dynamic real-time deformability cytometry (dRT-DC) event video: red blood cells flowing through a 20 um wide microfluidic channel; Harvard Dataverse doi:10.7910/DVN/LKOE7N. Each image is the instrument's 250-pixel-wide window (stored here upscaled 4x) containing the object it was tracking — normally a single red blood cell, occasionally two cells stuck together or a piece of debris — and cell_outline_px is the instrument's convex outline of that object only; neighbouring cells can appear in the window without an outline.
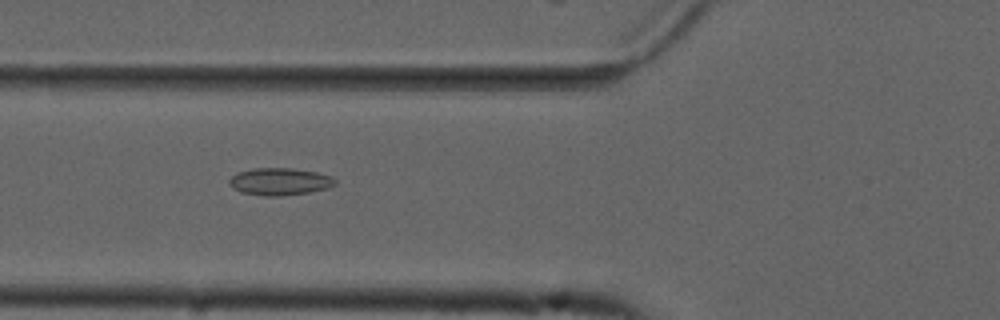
{"species": "common noctule bat (a hibernating species)", "species_latin": "Nyctalus noctula", "temperature_condition": "cold", "stored_images_in_passage": 41, "camera_frame_rate_fps": 3000, "um_per_image_px": 0.085, "animal": {"sex": "male", "forearm_length_mm": 52.5}, "frame": {"image": 1, "passage_image": 7, "time_ms": 2.0, "image_size_px": [1000, 320], "cell_outline_px": [[336, 184], [328, 188], [308, 192], [276, 196], [268, 196], [240, 192], [232, 188], [228, 184], [228, 180], [236, 172], [252, 168], [292, 168], [316, 172], [332, 176], [336, 180]], "centroid_in_image_um": [23.74, 15.42], "position_along_channel_um": 102.1, "area_um2": 16.88}}
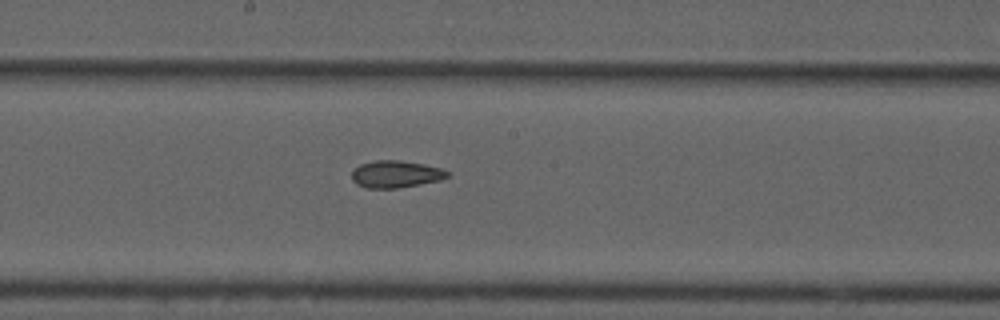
{"frame": {"image": 2, "passage_image": 16, "time_ms": 5.0, "image_size_px": [1000, 320], "cell_outline_px": [[448, 176], [440, 180], [400, 188], [368, 188], [356, 184], [352, 180], [352, 168], [360, 164], [376, 160], [400, 160], [424, 164], [440, 168], [448, 172]], "centroid_in_image_um": [33.6, 14.8], "position_along_channel_um": 214.6, "area_um2": 15.14}}
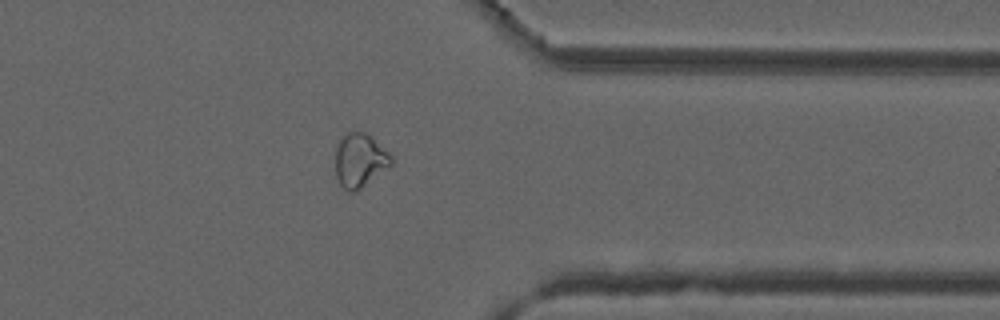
{"frame": {"image": 3, "passage_image": 30, "time_ms": 9.667, "image_size_px": [1000, 320], "cell_outline_px": [[392, 164], [356, 192], [348, 192], [340, 184], [336, 176], [336, 148], [340, 140], [348, 132], [364, 132], [372, 136], [392, 156]], "centroid_in_image_um": [30.59, 13.63], "position_along_channel_um": 380.8, "area_um2": 17.34}, "authors_computed_cell_mechanics": {"area_um2": 16.1262, "velocity_mm_per_s": 3.7391, "shape_relaxation_time_tau1_ms": null, "shape_relaxation_time_tau2_ms": 3.6812, "deformation_change_tau1": null, "deformation_change_tau2": 0.0898}}